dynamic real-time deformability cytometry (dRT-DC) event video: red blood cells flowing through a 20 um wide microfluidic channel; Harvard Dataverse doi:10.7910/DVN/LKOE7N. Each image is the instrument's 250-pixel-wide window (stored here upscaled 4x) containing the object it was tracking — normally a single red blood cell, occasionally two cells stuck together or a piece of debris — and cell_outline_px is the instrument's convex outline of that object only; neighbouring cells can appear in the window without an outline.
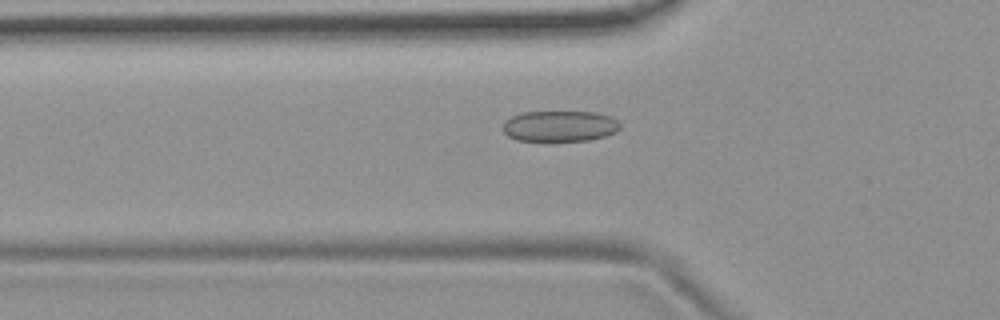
{"species": "common noctule bat (a hibernating species)", "species_latin": "Nyctalus noctula", "temperature_condition": "room temperature", "stored_images_in_passage": 55, "camera_frame_rate_fps": 3000, "um_per_image_px": 0.085, "animal": {"sex": "female", "body_mass_g": 19.9}, "frame": {"image": 1, "passage_image": 19, "time_ms": 6.0, "image_size_px": [1000, 320], "cell_outline_px": [[620, 128], [616, 132], [604, 136], [588, 140], [516, 140], [508, 136], [500, 128], [504, 120], [512, 116], [524, 112], [596, 112], [608, 116], [616, 120], [620, 124]], "centroid_in_image_um": [47.53, 10.71], "position_along_channel_um": 78.3, "area_um2": 20.98}}
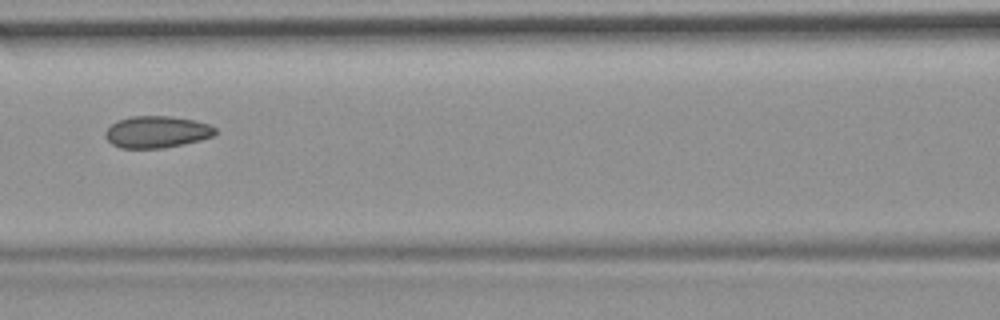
{"frame": {"image": 2, "passage_image": 25, "time_ms": 8.0, "image_size_px": [1000, 320], "cell_outline_px": [[216, 132], [212, 136], [200, 140], [184, 144], [164, 148], [120, 148], [112, 144], [104, 136], [104, 132], [116, 120], [132, 116], [168, 116], [192, 120], [208, 124], [216, 128]], "centroid_in_image_um": [13.29, 11.22], "position_along_channel_um": 153.3, "area_um2": 20.35}}
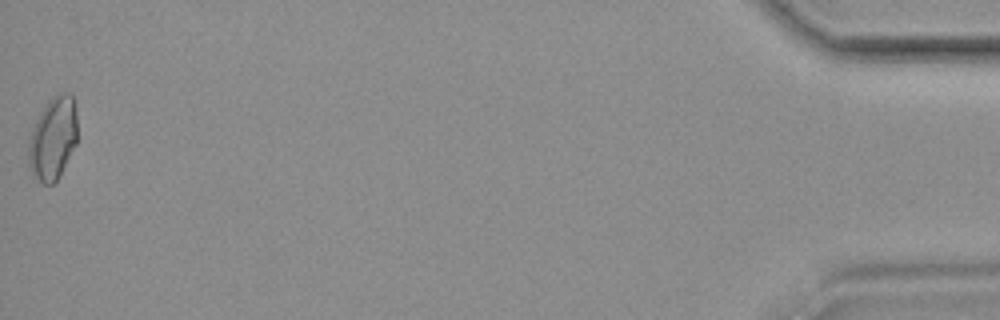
{"frame": {"image": 3, "passage_image": 55, "time_ms": 18.0, "image_size_px": [1000, 320], "cell_outline_px": [[76, 144], [60, 176], [52, 184], [44, 184], [36, 176], [28, 164], [28, 144], [36, 120], [40, 112], [48, 100], [56, 92], [68, 92], [72, 96], [76, 112]], "centroid_in_image_um": [4.51, 11.73], "position_along_channel_um": 430.7, "area_um2": 23.41}, "authors_computed_cell_mechanics": {"area_um2": 20.7502, "velocity_mm_per_s": 3.7175, "shape_relaxation_time_tau1_ms": null, "shape_relaxation_time_tau2_ms": 1.7608, "deformation_change_tau1": null, "deformation_change_tau2": 0.0787}}